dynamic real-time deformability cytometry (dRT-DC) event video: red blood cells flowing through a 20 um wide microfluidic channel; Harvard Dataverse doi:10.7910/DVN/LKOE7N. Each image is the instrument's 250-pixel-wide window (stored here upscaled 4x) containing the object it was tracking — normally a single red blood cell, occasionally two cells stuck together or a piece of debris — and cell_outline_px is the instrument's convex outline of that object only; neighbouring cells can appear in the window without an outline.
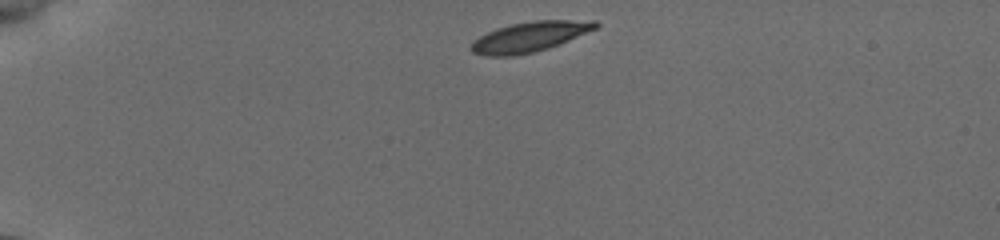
{"species": "common noctule bat (a hibernating species)", "species_latin": "Nyctalus noctula", "temperature_condition": "cold", "stored_images_in_passage": 25, "camera_frame_rate_fps": 3000, "um_per_image_px": 0.085, "animal": {"sex": "female", "body_mass_g": 19.5, "forearm_length_mm": 54.1}, "frame": {"image": 1, "passage_image": 1, "time_ms": 0.0, "image_size_px": [1000, 240], "cell_outline_px": [[600, 24], [596, 28], [548, 48], [532, 52], [512, 56], [488, 56], [472, 52], [468, 48], [472, 40], [496, 28], [512, 24], [536, 20], [596, 20]], "centroid_in_image_um": [44.97, 3.12], "position_along_channel_um": 40.0, "area_um2": 21.62}}
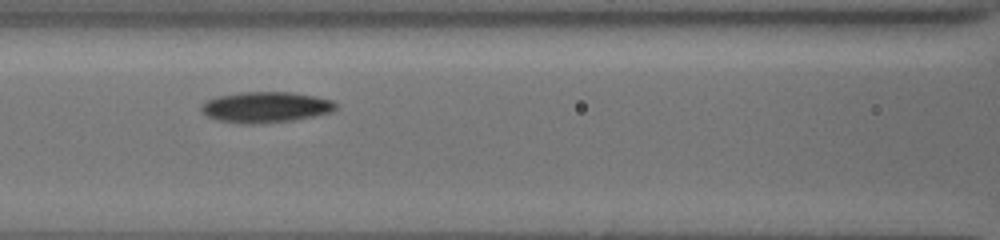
{"frame": {"image": 2, "passage_image": 14, "time_ms": 4.333, "image_size_px": [1000, 240], "cell_outline_px": [[336, 108], [332, 112], [292, 120], [252, 124], [244, 124], [220, 120], [208, 116], [200, 108], [200, 104], [216, 96], [240, 92], [288, 92], [316, 96], [332, 100], [336, 104]], "centroid_in_image_um": [22.58, 9.1], "position_along_channel_um": 144.0, "area_um2": 23.93}}
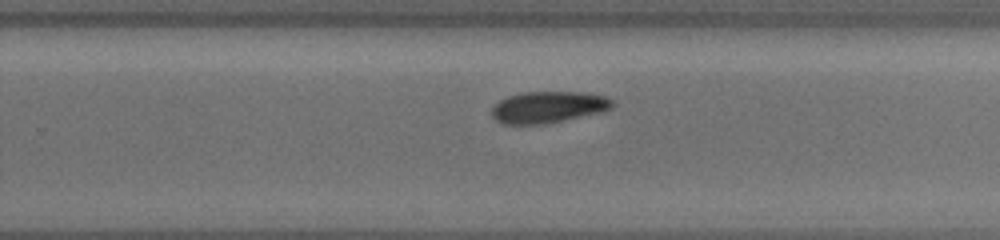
{"frame": {"image": 3, "passage_image": 24, "time_ms": 8.0, "image_size_px": [1000, 240], "cell_outline_px": [[612, 108], [596, 112], [560, 120], [540, 124], [504, 124], [496, 120], [492, 116], [492, 108], [500, 100], [508, 96], [524, 92], [584, 92], [608, 96], [612, 100]], "centroid_in_image_um": [46.56, 9.08], "position_along_channel_um": 283.2, "area_um2": 21.68}}